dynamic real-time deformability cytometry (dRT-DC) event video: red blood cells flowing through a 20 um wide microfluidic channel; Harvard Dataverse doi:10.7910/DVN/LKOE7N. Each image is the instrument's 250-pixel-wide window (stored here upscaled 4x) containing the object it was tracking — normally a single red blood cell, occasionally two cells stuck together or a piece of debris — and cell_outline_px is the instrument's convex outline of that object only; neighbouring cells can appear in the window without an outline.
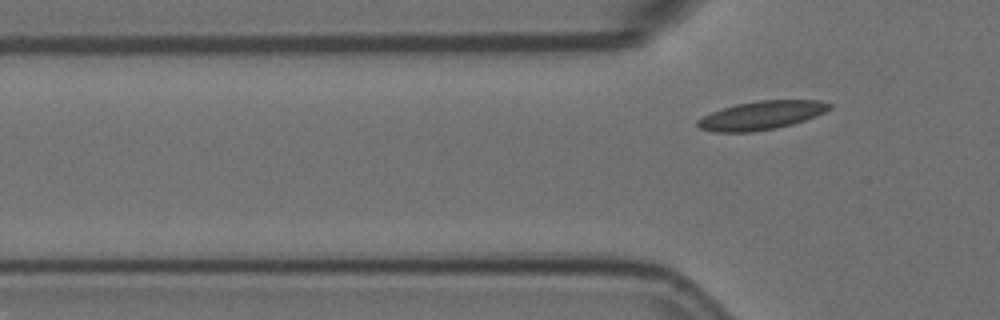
{"species": "Egyptian fruit bat (a non-hibernating species)", "species_latin": "Rousettus aegyptiacus", "temperature_condition": "room temperature", "stored_images_in_passage": 4, "segment_of_instrument_passage": [2, 2], "camera_frame_rate_fps": 3000, "um_per_image_px": 0.085, "animal": {"sex": "female"}, "frame": {"image": 1, "passage_image": 4, "time_ms": 1.0, "image_size_px": [1000, 320], "cell_outline_px": [[832, 108], [816, 116], [792, 124], [776, 128], [752, 132], [716, 132], [700, 128], [696, 124], [696, 120], [712, 112], [736, 104], [756, 100], [820, 100], [832, 104]], "centroid_in_image_um": [64.74, 9.8], "position_along_channel_um": 61.1, "area_um2": 21.91}}